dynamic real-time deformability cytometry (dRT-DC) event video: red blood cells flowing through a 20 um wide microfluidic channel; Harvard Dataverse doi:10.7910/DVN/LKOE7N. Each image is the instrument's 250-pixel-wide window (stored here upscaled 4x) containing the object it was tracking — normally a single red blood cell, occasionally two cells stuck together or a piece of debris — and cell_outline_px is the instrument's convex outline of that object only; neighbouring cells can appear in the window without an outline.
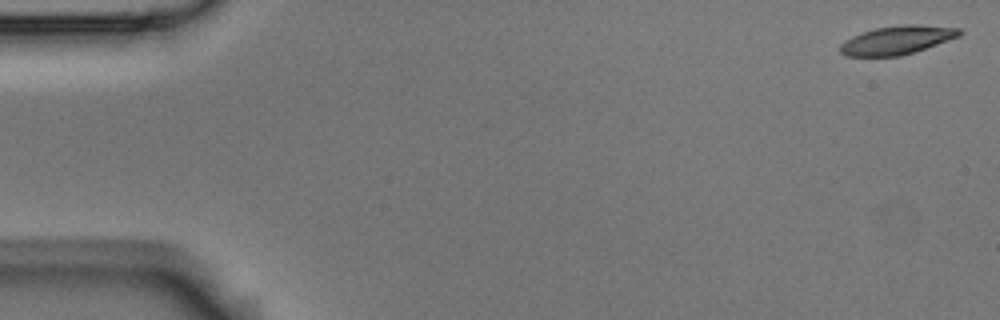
{"species": "Egyptian fruit bat (a non-hibernating species)", "species_latin": "Rousettus aegyptiacus", "temperature_condition": "room temperature", "stored_images_in_passage": 4, "camera_frame_rate_fps": 3000, "um_per_image_px": 0.085, "animal": {"sex": "male"}, "frame": {"image": 1, "passage_image": 1, "time_ms": 0.0, "image_size_px": [1000, 320], "cell_outline_px": [[964, 32], [960, 36], [900, 56], [848, 56], [840, 52], [840, 44], [844, 40], [852, 36], [876, 28], [900, 24], [916, 24], [960, 28]], "centroid_in_image_um": [76.25, 3.39], "position_along_channel_um": 8.7, "area_um2": 19.71}}